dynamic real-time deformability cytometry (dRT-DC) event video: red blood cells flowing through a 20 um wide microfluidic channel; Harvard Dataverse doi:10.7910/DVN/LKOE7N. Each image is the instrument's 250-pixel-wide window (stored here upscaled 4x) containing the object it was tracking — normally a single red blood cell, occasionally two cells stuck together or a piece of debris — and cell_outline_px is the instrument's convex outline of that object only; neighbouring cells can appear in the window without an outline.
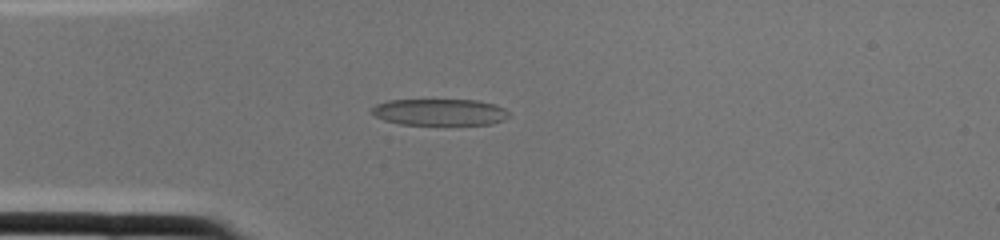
{"species": "common noctule bat (a hibernating species)", "species_latin": "Nyctalus noctula", "temperature_condition": "cold", "stored_images_in_passage": 1, "camera_frame_rate_fps": 3000, "um_per_image_px": 0.085, "animal": {"sex": "female", "body_mass_g": 22.0, "forearm_length_mm": 56.7}, "frame": {"image": 1, "passage_image": 1, "time_ms": 0.0, "image_size_px": [1000, 240], "cell_outline_px": [[508, 116], [504, 120], [492, 124], [400, 124], [384, 120], [376, 116], [372, 112], [372, 108], [376, 104], [388, 100], [476, 100], [496, 104], [504, 108], [508, 112]], "centroid_in_image_um": [37.39, 9.52], "position_along_channel_um": 47.6, "area_um2": 21.1}}